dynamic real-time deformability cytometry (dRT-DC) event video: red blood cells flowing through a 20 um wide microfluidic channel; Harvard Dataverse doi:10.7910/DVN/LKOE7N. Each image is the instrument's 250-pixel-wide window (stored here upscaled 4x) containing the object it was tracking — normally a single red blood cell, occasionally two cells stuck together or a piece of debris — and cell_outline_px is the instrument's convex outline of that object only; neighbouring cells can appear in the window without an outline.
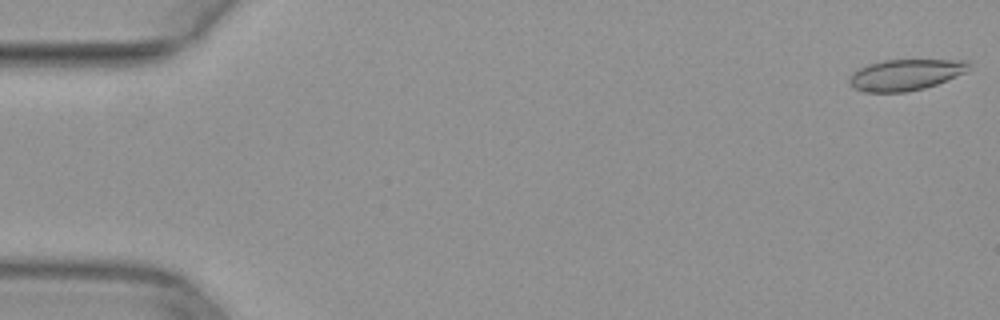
{"species": "common noctule bat (a hibernating species)", "species_latin": "Nyctalus noctula", "temperature_condition": "warm", "stored_images_in_passage": 50, "camera_frame_rate_fps": 3000, "um_per_image_px": 0.085, "animal": {"sex": "female", "body_mass_g": 29.2, "forearm_length_mm": 56.3}, "frame": {"image": 1, "passage_image": 1, "time_ms": 0.0, "image_size_px": [1000, 320], "cell_outline_px": [[972, 64], [968, 72], [948, 80], [924, 88], [904, 92], [864, 92], [856, 88], [848, 80], [848, 76], [860, 68], [868, 64], [884, 60], [968, 60]], "centroid_in_image_um": [77.03, 6.34], "position_along_channel_um": 8.0, "area_um2": 21.73}}
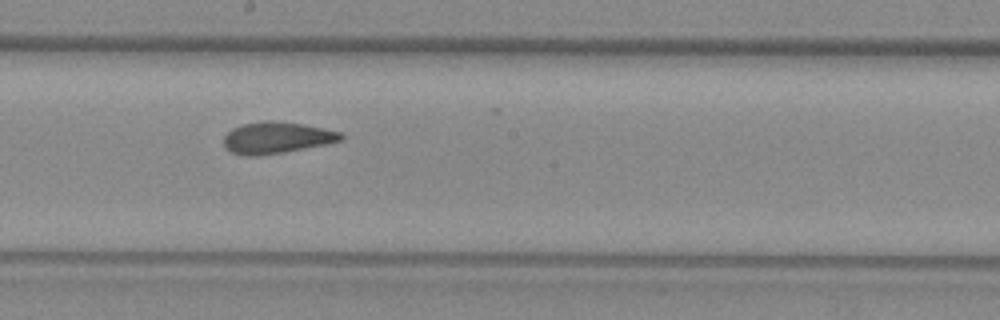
{"frame": {"image": 2, "passage_image": 28, "time_ms": 9.0, "image_size_px": [1000, 320], "cell_outline_px": [[344, 136], [340, 140], [324, 144], [284, 152], [256, 156], [244, 156], [232, 152], [224, 148], [224, 136], [232, 128], [244, 124], [264, 120], [268, 120], [304, 124], [324, 128], [340, 132]], "centroid_in_image_um": [23.47, 11.7], "position_along_channel_um": 224.7, "area_um2": 21.39}}
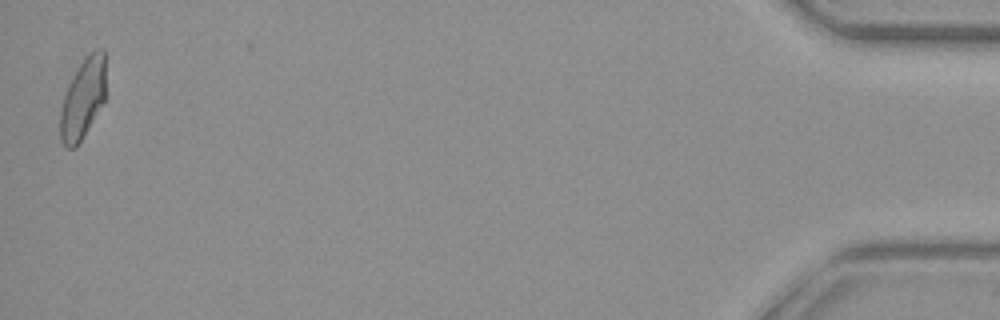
{"frame": {"image": 3, "passage_image": 50, "time_ms": 16.333, "image_size_px": [1000, 320], "cell_outline_px": [[104, 100], [76, 148], [68, 148], [60, 140], [60, 108], [68, 84], [72, 76], [80, 64], [96, 48], [104, 48]], "centroid_in_image_um": [7.01, 8.4], "position_along_channel_um": 428.2, "area_um2": 20.81}}